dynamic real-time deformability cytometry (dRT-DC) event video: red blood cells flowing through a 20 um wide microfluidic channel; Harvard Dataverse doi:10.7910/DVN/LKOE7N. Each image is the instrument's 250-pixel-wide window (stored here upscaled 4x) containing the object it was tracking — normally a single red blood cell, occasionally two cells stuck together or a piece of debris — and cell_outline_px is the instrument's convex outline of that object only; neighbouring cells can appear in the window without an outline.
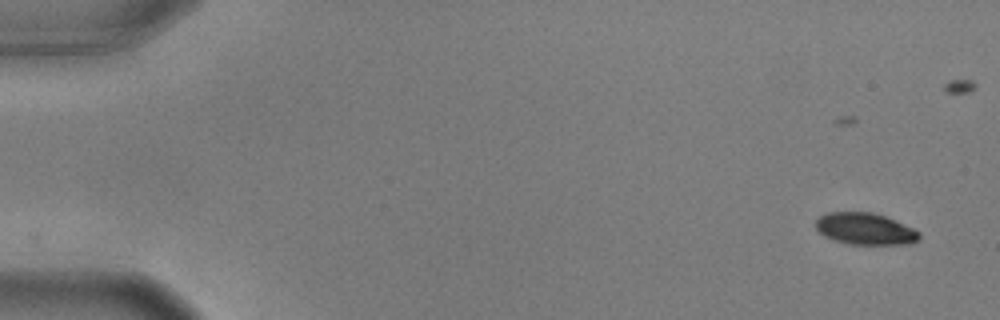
{"species": "common noctule bat (a hibernating species)", "species_latin": "Nyctalus noctula", "temperature_condition": "warm", "stored_images_in_passage": 44, "camera_frame_rate_fps": 3000, "um_per_image_px": 0.085, "animal": {"sex": "male", "body_mass_g": 17.9, "forearm_length_mm": 54.2}, "frame": {"image": 1, "passage_image": 1, "time_ms": 0.0, "image_size_px": [1000, 320], "cell_outline_px": [[920, 240], [912, 244], [848, 244], [832, 240], [824, 236], [816, 228], [816, 220], [820, 216], [828, 212], [872, 212], [884, 216], [912, 228], [920, 232]], "centroid_in_image_um": [73.53, 19.46], "position_along_channel_um": 11.5, "area_um2": 19.13}}
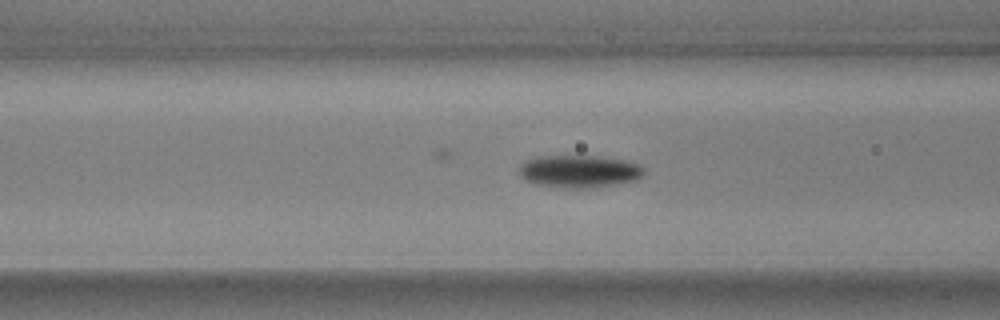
{"frame": {"image": 2, "passage_image": 21, "time_ms": 6.667, "image_size_px": [1000, 320], "cell_outline_px": [[644, 176], [636, 180], [620, 184], [588, 188], [576, 188], [532, 184], [524, 180], [520, 176], [520, 164], [524, 160], [536, 156], [596, 156], [628, 160], [644, 168]], "centroid_in_image_um": [49.23, 14.56], "position_along_channel_um": 117.4, "area_um2": 23.93}}
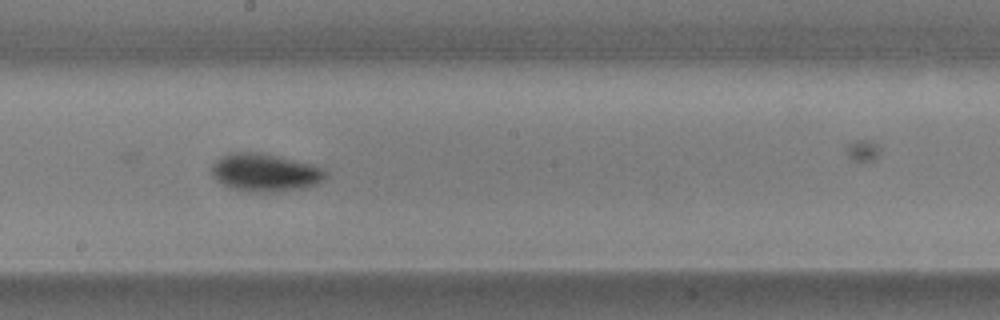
{"frame": {"image": 3, "passage_image": 30, "time_ms": 9.667, "image_size_px": [1000, 320], "cell_outline_px": [[328, 176], [324, 180], [316, 184], [304, 188], [280, 192], [248, 192], [232, 188], [216, 180], [212, 176], [212, 164], [216, 160], [228, 152], [264, 152], [312, 164], [324, 168], [328, 172]], "centroid_in_image_um": [22.57, 14.66], "position_along_channel_um": 225.6, "area_um2": 25.66}}